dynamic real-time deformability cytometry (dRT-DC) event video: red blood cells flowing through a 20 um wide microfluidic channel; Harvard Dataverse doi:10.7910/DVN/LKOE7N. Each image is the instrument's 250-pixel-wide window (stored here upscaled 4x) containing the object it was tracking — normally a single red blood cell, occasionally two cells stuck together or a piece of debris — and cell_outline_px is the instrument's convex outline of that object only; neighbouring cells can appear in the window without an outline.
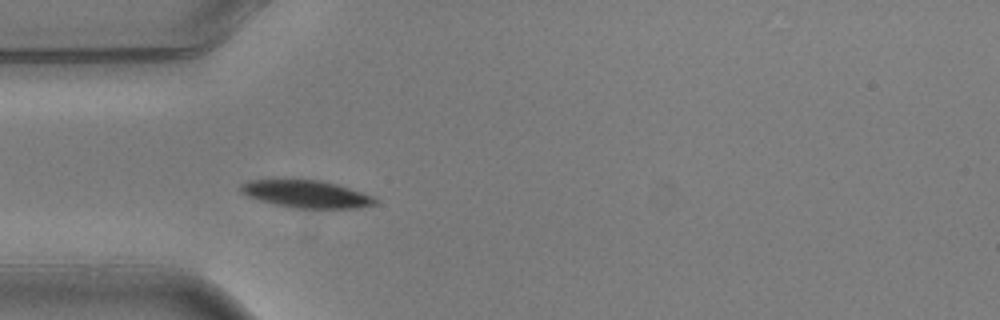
{"species": "common noctule bat (a hibernating species)", "species_latin": "Nyctalus noctula", "temperature_condition": "warm", "stored_images_in_passage": 3, "camera_frame_rate_fps": 3000, "um_per_image_px": 0.085, "animal": {"sex": "male", "body_mass_g": 20.5, "forearm_length_mm": 52.5}, "frame": {"image": 1, "passage_image": 3, "time_ms": 0.667, "image_size_px": [1000, 320], "cell_outline_px": [[376, 204], [356, 208], [296, 208], [276, 204], [260, 200], [248, 196], [240, 192], [240, 184], [248, 180], [320, 180], [336, 184], [372, 196], [376, 200]], "centroid_in_image_um": [26.0, 16.49], "position_along_channel_um": 59.0, "area_um2": 21.1}}